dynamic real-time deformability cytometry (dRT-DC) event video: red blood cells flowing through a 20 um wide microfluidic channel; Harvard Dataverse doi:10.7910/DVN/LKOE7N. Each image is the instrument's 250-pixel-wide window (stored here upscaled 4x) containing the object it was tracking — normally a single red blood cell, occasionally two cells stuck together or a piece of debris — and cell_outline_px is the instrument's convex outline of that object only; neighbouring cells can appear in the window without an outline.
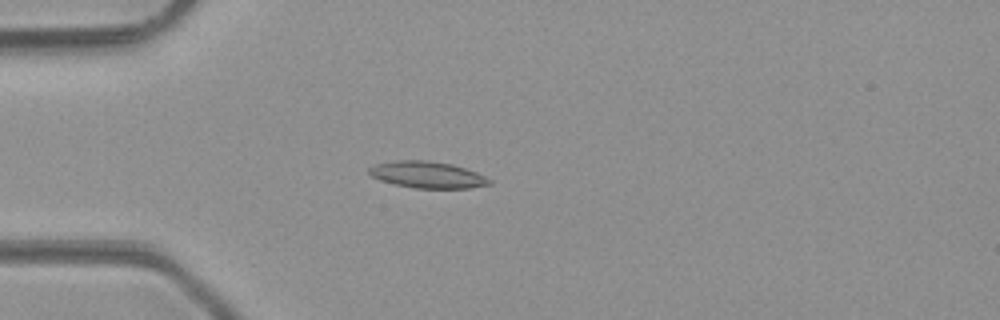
{"species": "common noctule bat (a hibernating species)", "species_latin": "Nyctalus noctula", "temperature_condition": "room temperature", "stored_images_in_passage": 37, "camera_frame_rate_fps": 3000, "um_per_image_px": 0.085, "animal": {"sex": "male", "body_mass_g": 23.1, "forearm_length_mm": 52.7}, "frame": {"image": 1, "passage_image": 5, "time_ms": 1.333, "image_size_px": [1000, 320], "cell_outline_px": [[492, 184], [468, 188], [416, 188], [396, 184], [372, 176], [368, 172], [368, 168], [376, 164], [396, 160], [428, 160], [452, 164], [476, 172], [492, 180]], "centroid_in_image_um": [36.36, 14.84], "position_along_channel_um": 48.6, "area_um2": 18.44}}
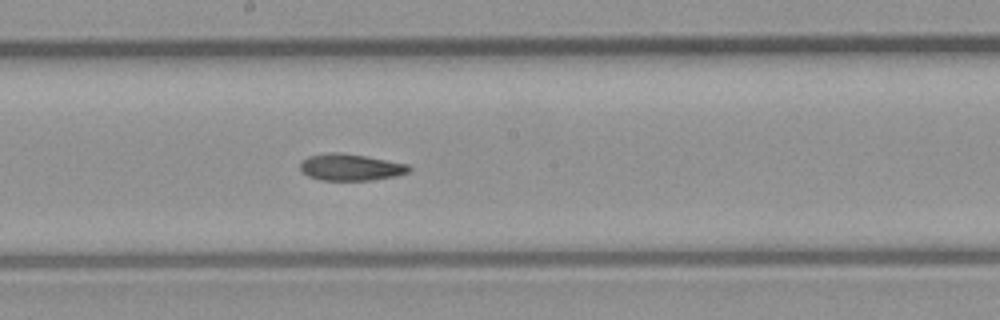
{"frame": {"image": 2, "passage_image": 18, "time_ms": 5.667, "image_size_px": [1000, 320], "cell_outline_px": [[412, 168], [408, 172], [396, 176], [372, 180], [320, 180], [308, 176], [300, 172], [300, 160], [308, 156], [328, 152], [340, 152], [364, 156], [408, 164]], "centroid_in_image_um": [29.75, 14.21], "position_along_channel_um": 218.5, "area_um2": 17.05}}
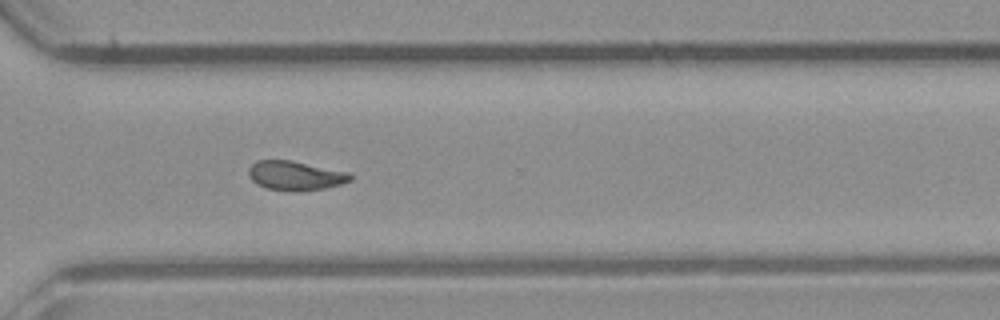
{"frame": {"image": 3, "passage_image": 27, "time_ms": 8.667, "image_size_px": [1000, 320], "cell_outline_px": [[352, 180], [340, 184], [324, 188], [268, 188], [256, 184], [248, 176], [248, 168], [256, 160], [292, 160], [348, 172], [352, 176]], "centroid_in_image_um": [25.08, 14.86], "position_along_channel_um": 345.5, "area_um2": 16.59}, "authors_computed_cell_mechanics": {"area_um2": 16.9932, "velocity_mm_per_s": 4.2556, "shape_relaxation_time_tau1_ms": null, "shape_relaxation_time_tau2_ms": 3.438, "deformation_change_tau1": null, "deformation_change_tau2": 0.1022}}